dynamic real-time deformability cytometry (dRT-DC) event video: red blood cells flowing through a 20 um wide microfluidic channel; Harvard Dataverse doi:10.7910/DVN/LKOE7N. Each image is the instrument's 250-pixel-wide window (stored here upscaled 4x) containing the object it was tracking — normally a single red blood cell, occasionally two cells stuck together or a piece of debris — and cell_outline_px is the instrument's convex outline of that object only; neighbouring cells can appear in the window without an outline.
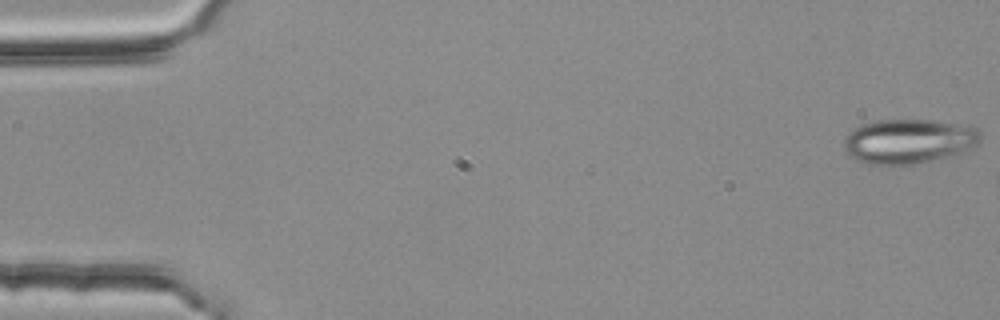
{"species": "common noctule bat (a hibernating species)", "species_latin": "Nyctalus noctula", "temperature_condition": "room temperature", "stored_images_in_passage": 4, "camera_frame_rate_fps": 3000, "um_per_image_px": 0.085, "animal": {"sex": "female", "body_mass_g": 25.1}, "frame": {"image": 1, "passage_image": 1, "time_ms": 0.0, "image_size_px": [1000, 320], "cell_outline_px": [[980, 140], [972, 148], [960, 152], [912, 164], [868, 164], [856, 160], [844, 148], [844, 136], [848, 132], [860, 124], [880, 120], [936, 120], [976, 128], [980, 132]], "centroid_in_image_um": [77.18, 11.98], "position_along_channel_um": 7.8, "area_um2": 34.91}}